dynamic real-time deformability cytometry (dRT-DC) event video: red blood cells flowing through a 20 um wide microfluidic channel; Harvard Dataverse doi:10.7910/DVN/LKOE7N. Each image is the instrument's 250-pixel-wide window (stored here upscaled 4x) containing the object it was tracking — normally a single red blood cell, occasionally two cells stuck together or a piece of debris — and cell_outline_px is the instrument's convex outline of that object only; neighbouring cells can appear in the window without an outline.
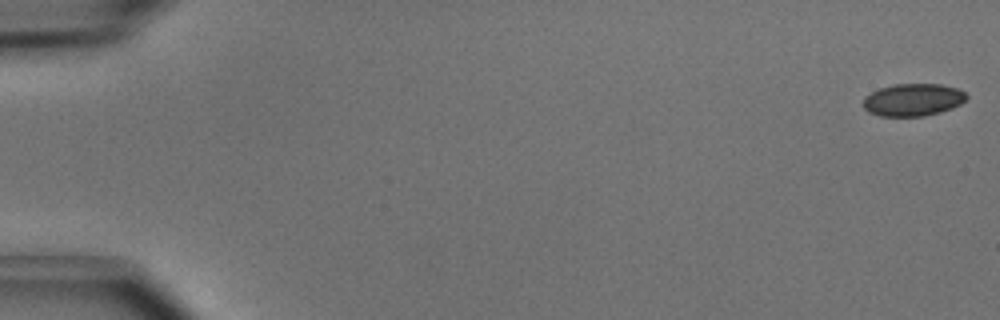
{"species": "common noctule bat (a hibernating species)", "species_latin": "Nyctalus noctula", "temperature_condition": "cold", "stored_images_in_passage": 4, "camera_frame_rate_fps": 3000, "um_per_image_px": 0.085, "animal": {"sex": "male", "body_mass_g": 15.6}, "frame": {"image": 1, "passage_image": 1, "time_ms": 0.0, "image_size_px": [1000, 320], "cell_outline_px": [[968, 96], [960, 104], [952, 108], [940, 112], [924, 116], [880, 116], [868, 112], [864, 108], [864, 96], [880, 88], [892, 84], [940, 84], [960, 88]], "centroid_in_image_um": [77.61, 8.48], "position_along_channel_um": 7.4, "area_um2": 19.59}}
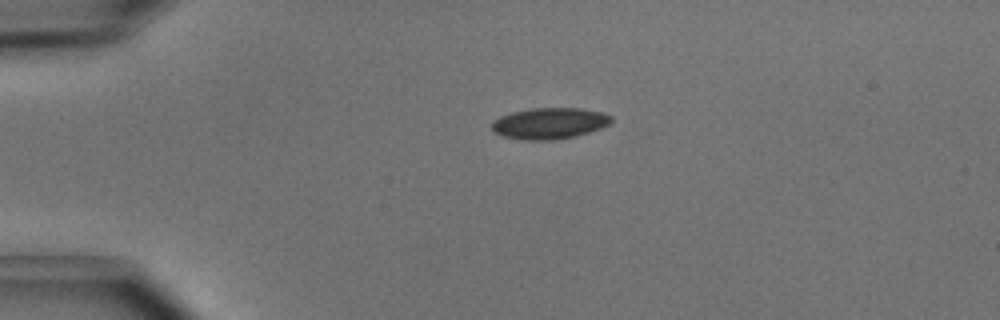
{"frame": {"image": 2, "passage_image": 4, "time_ms": 1.0, "image_size_px": [1000, 320], "cell_outline_px": [[612, 120], [608, 124], [600, 128], [576, 136], [556, 140], [520, 140], [504, 136], [492, 132], [492, 120], [500, 116], [512, 112], [532, 108], [580, 108], [604, 112], [612, 116]], "centroid_in_image_um": [46.69, 10.48], "position_along_channel_um": 38.3, "area_um2": 21.91}}